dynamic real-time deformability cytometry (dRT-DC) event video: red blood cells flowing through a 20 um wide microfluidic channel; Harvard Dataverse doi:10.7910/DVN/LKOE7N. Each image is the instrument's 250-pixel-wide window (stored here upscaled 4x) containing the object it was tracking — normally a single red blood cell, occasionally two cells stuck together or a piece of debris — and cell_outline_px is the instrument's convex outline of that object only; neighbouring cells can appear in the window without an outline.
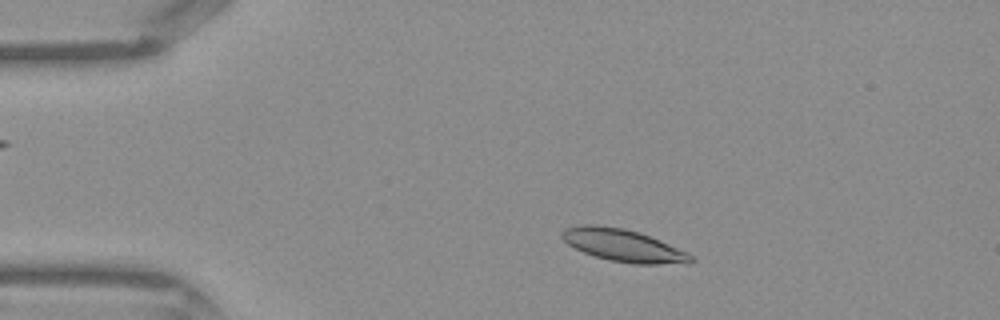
{"species": "Egyptian fruit bat (a non-hibernating species)", "species_latin": "Rousettus aegyptiacus", "temperature_condition": "warm", "stored_images_in_passage": 41, "camera_frame_rate_fps": 3000, "um_per_image_px": 0.085, "frame": {"image": 1, "passage_image": 6, "time_ms": 1.667, "image_size_px": [1000, 320], "cell_outline_px": [[696, 260], [656, 264], [636, 264], [608, 260], [584, 252], [568, 244], [560, 236], [560, 232], [564, 228], [580, 224], [596, 224], [624, 228], [640, 232], [688, 252]], "centroid_in_image_um": [52.89, 20.82], "position_along_channel_um": 32.1, "area_um2": 24.1}}
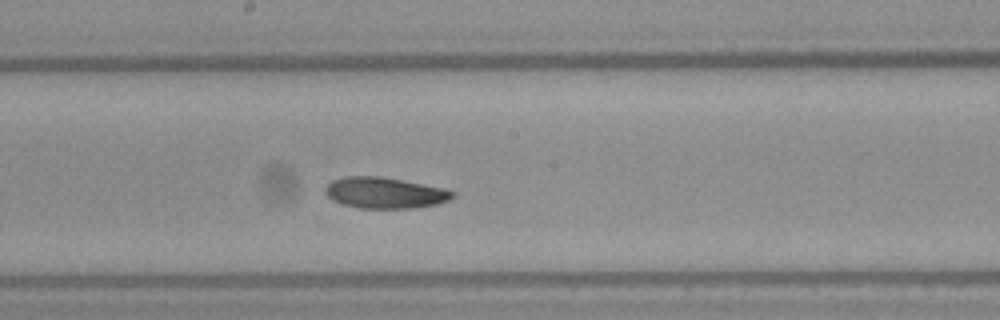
{"frame": {"image": 2, "passage_image": 21, "time_ms": 6.667, "image_size_px": [1000, 320], "cell_outline_px": [[456, 192], [448, 200], [436, 204], [412, 208], [356, 208], [332, 200], [324, 192], [324, 188], [332, 180], [344, 176], [380, 176], [448, 188]], "centroid_in_image_um": [32.7, 16.38], "position_along_channel_um": 215.5, "area_um2": 23.18}}
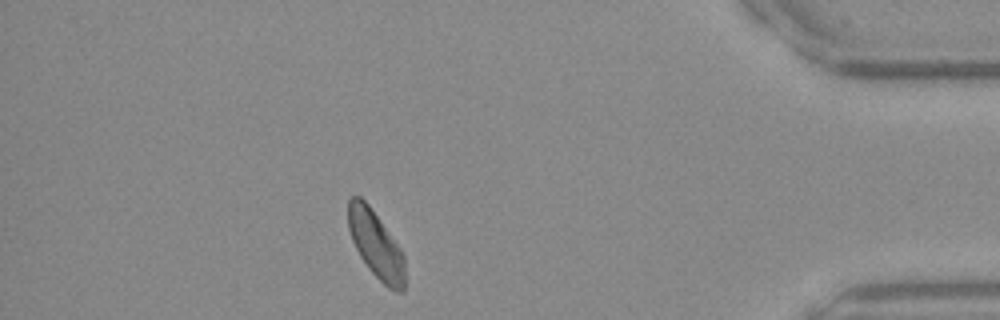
{"frame": {"image": 3, "passage_image": 36, "time_ms": 11.667, "image_size_px": [1000, 320], "cell_outline_px": [[404, 292], [396, 292], [388, 288], [368, 268], [360, 256], [352, 240], [348, 228], [348, 200], [352, 196], [360, 196], [368, 204], [380, 220], [400, 248], [404, 256]], "centroid_in_image_um": [31.94, 20.8], "position_along_channel_um": 403.3, "area_um2": 21.96}}